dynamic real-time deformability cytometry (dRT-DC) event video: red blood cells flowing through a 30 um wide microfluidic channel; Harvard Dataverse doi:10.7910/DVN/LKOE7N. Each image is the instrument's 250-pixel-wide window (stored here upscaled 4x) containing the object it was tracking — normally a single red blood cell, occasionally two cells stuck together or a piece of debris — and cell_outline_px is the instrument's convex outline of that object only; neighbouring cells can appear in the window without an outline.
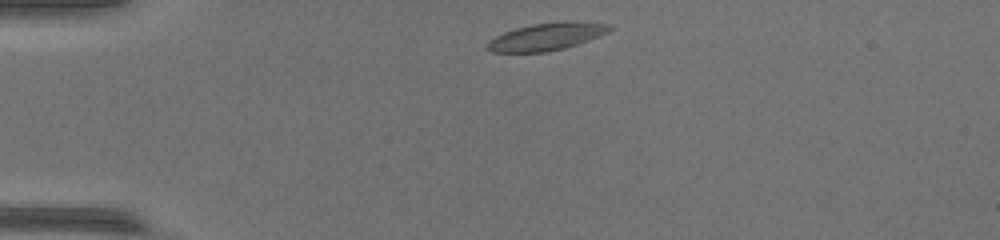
{"species": "common noctule bat (a hibernating species)", "species_latin": "Nyctalus noctula", "temperature_condition": "warm", "stored_images_in_passage": 41, "camera_frame_rate_fps": 3000, "um_per_image_px": 0.085, "animal": {"sex": "female", "body_mass_g": 17.0, "forearm_length_mm": 48.0}, "frame": {"image": 1, "passage_image": 1, "time_ms": 0.0, "image_size_px": [1000, 240], "cell_outline_px": [[612, 28], [608, 32], [588, 40], [564, 48], [548, 52], [492, 52], [488, 48], [488, 44], [496, 36], [504, 32], [516, 28], [532, 24], [564, 20], [612, 24]], "centroid_in_image_um": [46.51, 3.09], "position_along_channel_um": 38.5, "area_um2": 19.36}}
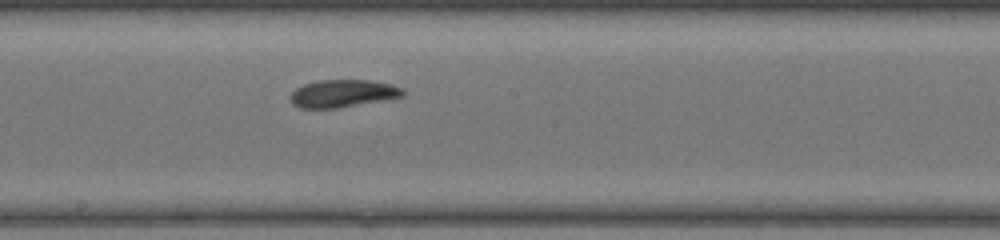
{"frame": {"image": 2, "passage_image": 18, "time_ms": 5.667, "image_size_px": [1000, 240], "cell_outline_px": [[404, 96], [336, 108], [300, 108], [292, 104], [292, 92], [296, 88], [304, 84], [320, 80], [372, 80], [392, 84], [404, 88]], "centroid_in_image_um": [29.16, 7.93], "position_along_channel_um": 219.0, "area_um2": 17.92}}
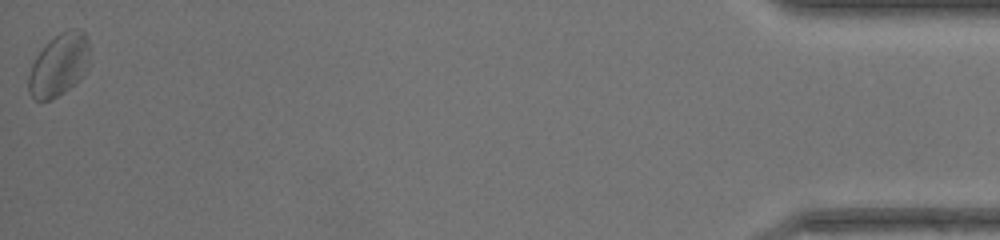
{"frame": {"image": 3, "passage_image": 41, "time_ms": 13.333, "image_size_px": [1000, 240], "cell_outline_px": [[88, 68], [84, 76], [80, 80], [64, 92], [52, 100], [36, 100], [28, 92], [28, 76], [32, 64], [36, 56], [60, 32], [68, 28], [80, 28], [84, 32], [88, 40]], "centroid_in_image_um": [5.03, 5.53], "position_along_channel_um": 430.2, "area_um2": 22.25}}